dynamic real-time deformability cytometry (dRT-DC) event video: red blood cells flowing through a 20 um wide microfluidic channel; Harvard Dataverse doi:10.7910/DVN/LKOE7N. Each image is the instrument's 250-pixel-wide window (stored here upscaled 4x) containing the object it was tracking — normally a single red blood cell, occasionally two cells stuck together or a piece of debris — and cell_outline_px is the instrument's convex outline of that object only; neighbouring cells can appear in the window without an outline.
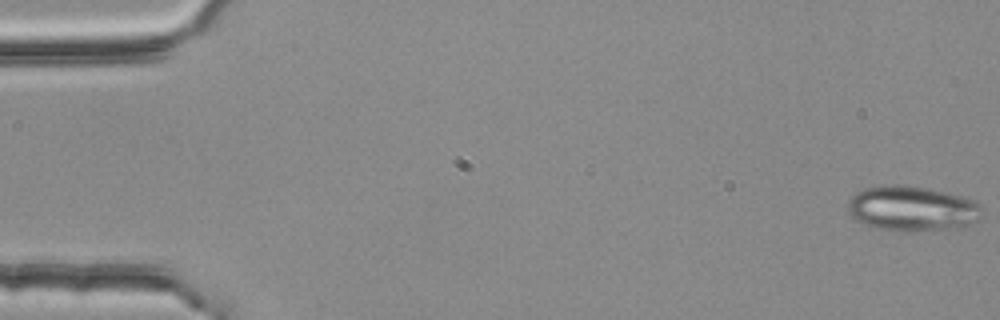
{"species": "common noctule bat (a hibernating species)", "species_latin": "Nyctalus noctula", "temperature_condition": "room temperature", "stored_images_in_passage": 4, "camera_frame_rate_fps": 3000, "um_per_image_px": 0.085, "animal": {"sex": "female", "body_mass_g": 25.1}, "frame": {"image": 1, "passage_image": 1, "time_ms": 0.0, "image_size_px": [1000, 320], "cell_outline_px": [[984, 216], [980, 220], [968, 224], [948, 228], [912, 232], [892, 232], [876, 228], [856, 220], [848, 212], [848, 200], [856, 192], [864, 188], [876, 184], [904, 184], [928, 188], [976, 200], [984, 208]], "centroid_in_image_um": [77.52, 17.72], "position_along_channel_um": 7.5, "area_um2": 36.01}}